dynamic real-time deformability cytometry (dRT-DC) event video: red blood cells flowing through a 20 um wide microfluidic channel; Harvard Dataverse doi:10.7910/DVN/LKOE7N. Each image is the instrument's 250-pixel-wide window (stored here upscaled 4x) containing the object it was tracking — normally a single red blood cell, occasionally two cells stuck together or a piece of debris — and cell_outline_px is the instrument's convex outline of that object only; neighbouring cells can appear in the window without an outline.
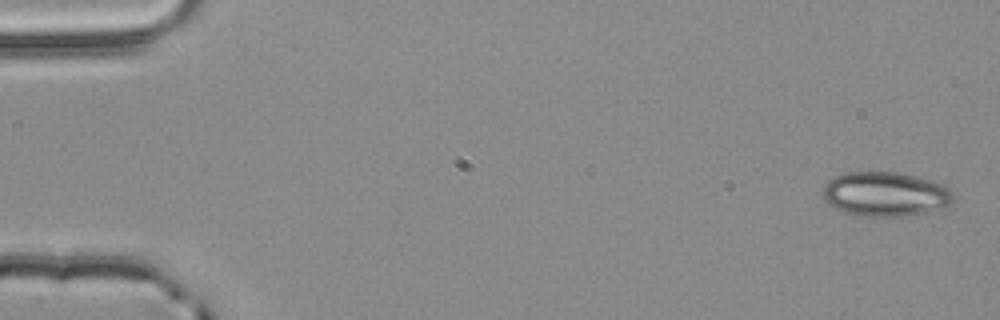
{"species": "common noctule bat (a hibernating species)", "species_latin": "Nyctalus noctula", "temperature_condition": "room temperature", "stored_images_in_passage": 5, "segment_of_instrument_passage": [1, 2], "camera_frame_rate_fps": 3000, "um_per_image_px": 0.085, "animal": {"sex": "male", "body_mass_g": 20.4}, "frame": {"image": 1, "passage_image": 1, "time_ms": 0.0, "image_size_px": [1000, 320], "cell_outline_px": [[952, 200], [948, 204], [924, 212], [908, 216], [864, 216], [844, 212], [836, 208], [824, 196], [824, 184], [832, 176], [848, 172], [896, 172], [928, 180], [952, 188]], "centroid_in_image_um": [75.22, 16.49], "position_along_channel_um": 9.8, "area_um2": 33.12}}